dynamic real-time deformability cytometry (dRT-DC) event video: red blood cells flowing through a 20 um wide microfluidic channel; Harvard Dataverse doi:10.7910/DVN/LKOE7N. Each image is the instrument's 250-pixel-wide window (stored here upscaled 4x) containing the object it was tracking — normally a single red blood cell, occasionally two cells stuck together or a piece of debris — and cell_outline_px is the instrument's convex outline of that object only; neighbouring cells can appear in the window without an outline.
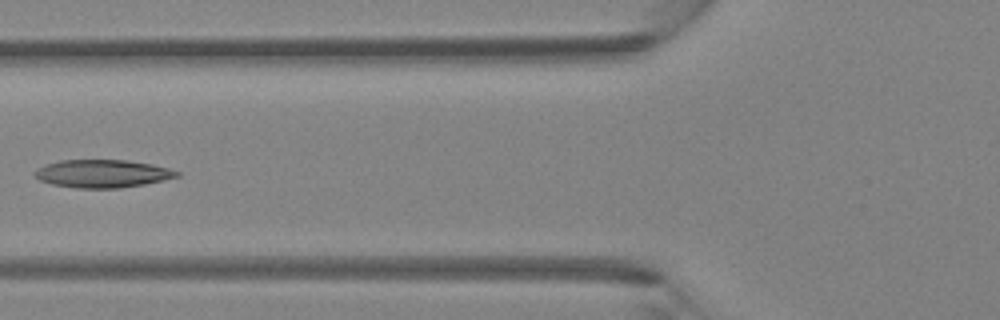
{"species": "Egyptian fruit bat (a non-hibernating species)", "species_latin": "Rousettus aegyptiacus", "temperature_condition": "room temperature", "stored_images_in_passage": 5, "camera_frame_rate_fps": 3000, "um_per_image_px": 0.085, "animal": {"sex": "female"}, "frame": {"image": 1, "passage_image": 5, "time_ms": 1.333, "image_size_px": [1000, 320], "cell_outline_px": [[180, 176], [144, 184], [120, 188], [76, 188], [52, 184], [40, 180], [32, 172], [36, 168], [44, 164], [60, 160], [128, 160], [152, 164], [168, 168], [180, 172]], "centroid_in_image_um": [8.68, 14.75], "position_along_channel_um": 117.1, "area_um2": 23.18}}